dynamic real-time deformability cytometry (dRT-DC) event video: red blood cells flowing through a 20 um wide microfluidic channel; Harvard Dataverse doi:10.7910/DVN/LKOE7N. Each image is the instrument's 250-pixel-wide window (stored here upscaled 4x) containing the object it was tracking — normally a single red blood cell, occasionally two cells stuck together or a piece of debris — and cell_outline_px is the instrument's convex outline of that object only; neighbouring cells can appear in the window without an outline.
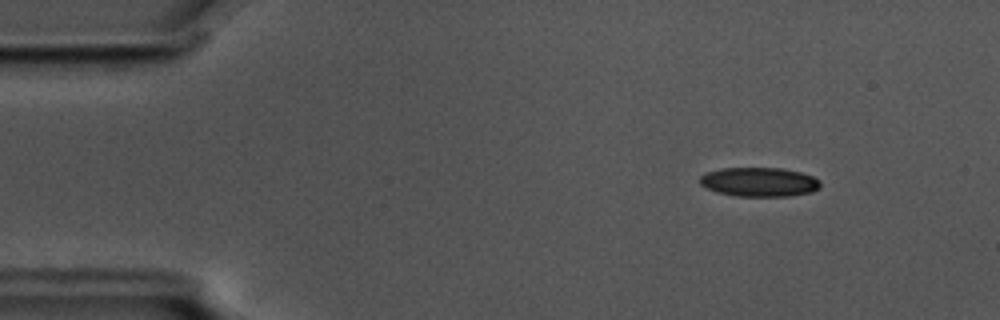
{"species": "common noctule bat (a hibernating species)", "species_latin": "Nyctalus noctula", "temperature_condition": "cold", "stored_images_in_passage": 55, "camera_frame_rate_fps": 3000, "um_per_image_px": 0.085, "animal": {"sex": "male", "body_mass_g": 17.5, "forearm_length_mm": 52.3}, "frame": {"image": 1, "passage_image": 6, "time_ms": 1.667, "image_size_px": [1000, 320], "cell_outline_px": [[820, 188], [812, 192], [792, 196], [736, 196], [720, 192], [708, 188], [700, 184], [700, 176], [704, 172], [720, 168], [780, 168], [800, 172], [812, 176], [820, 180]], "centroid_in_image_um": [64.55, 15.46], "position_along_channel_um": 20.5, "area_um2": 20.52}}
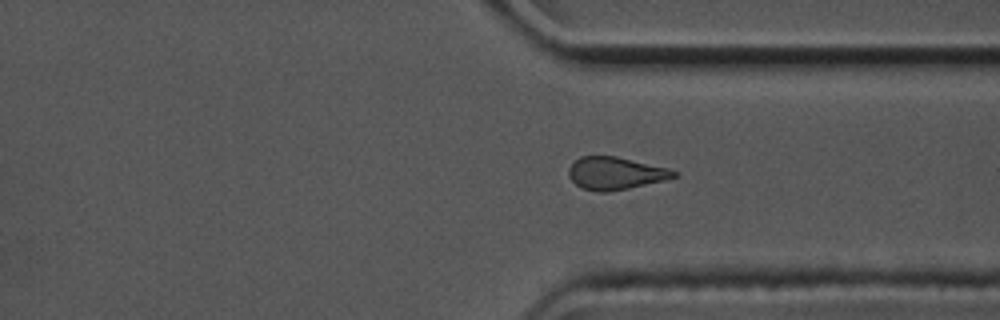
{"frame": {"image": 2, "passage_image": 41, "time_ms": 13.333, "image_size_px": [1000, 320], "cell_outline_px": [[676, 176], [664, 180], [628, 188], [608, 192], [600, 192], [580, 188], [568, 176], [568, 168], [580, 156], [616, 156], [668, 168], [676, 172]], "centroid_in_image_um": [52.26, 14.73], "position_along_channel_um": 359.1, "area_um2": 19.77}}
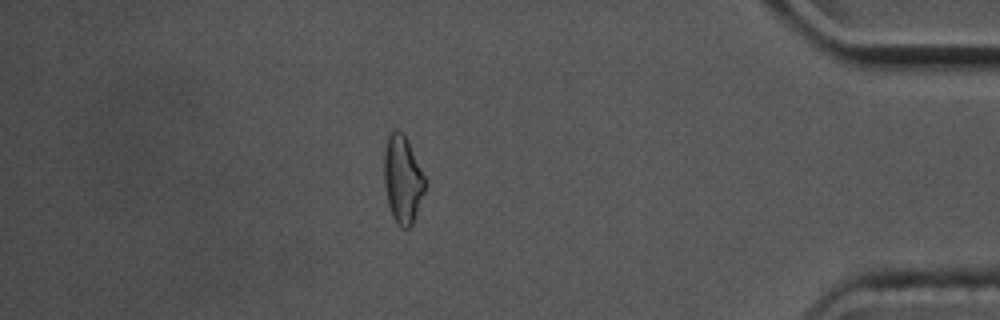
{"frame": {"image": 3, "passage_image": 48, "time_ms": 15.667, "image_size_px": [1000, 320], "cell_outline_px": [[424, 192], [412, 224], [408, 228], [400, 228], [392, 216], [388, 204], [384, 184], [384, 152], [388, 136], [392, 132], [404, 132], [408, 140], [424, 176]], "centroid_in_image_um": [34.2, 15.26], "position_along_channel_um": 401.0, "area_um2": 20.58}, "authors_computed_cell_mechanics": {"area_um2": 20.9236, "velocity_mm_per_s": 3.5779, "shape_relaxation_time_tau1_ms": 10.1184, "shape_relaxation_time_tau2_ms": 3.6639, "deformation_change_tau1": 0.1544, "deformation_change_tau2": 0.1154}}